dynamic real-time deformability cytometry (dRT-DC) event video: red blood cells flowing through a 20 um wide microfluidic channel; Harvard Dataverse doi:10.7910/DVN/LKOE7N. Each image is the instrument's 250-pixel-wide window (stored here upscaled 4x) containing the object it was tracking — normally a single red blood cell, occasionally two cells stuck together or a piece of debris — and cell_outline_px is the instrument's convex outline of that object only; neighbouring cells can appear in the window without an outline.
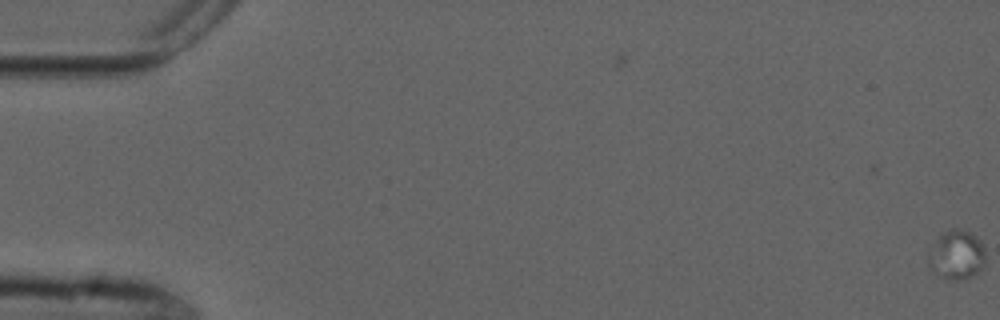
{"species": "common noctule bat (a hibernating species)", "species_latin": "Nyctalus noctula", "temperature_condition": "cold", "stored_images_in_passage": 7, "camera_frame_rate_fps": 3000, "um_per_image_px": 0.085, "animal": {"sex": "male", "forearm_length_mm": 52.5}, "frame": {"image": 1, "passage_image": 1, "time_ms": 0.0, "image_size_px": [1000, 320], "cell_outline_px": [[984, 268], [972, 276], [956, 280], [944, 280], [932, 272], [928, 264], [936, 240], [944, 232], [952, 228], [956, 228], [968, 232], [976, 236], [980, 240], [984, 248]], "centroid_in_image_um": [81.34, 21.7], "position_along_channel_um": 3.7, "area_um2": 16.18}}
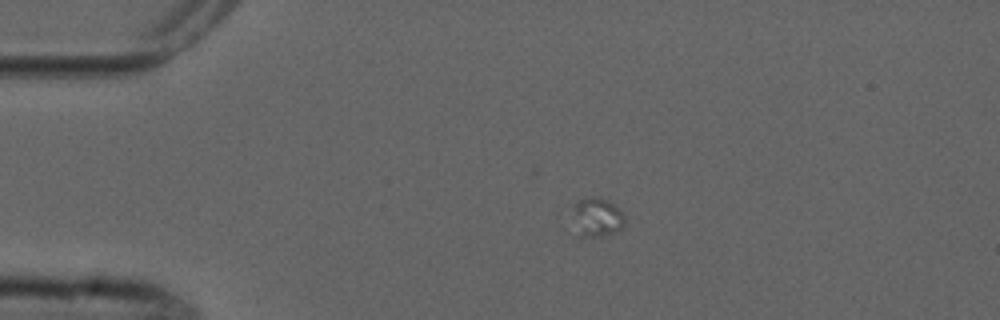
{"frame": {"image": 2, "passage_image": 5, "time_ms": 4.333, "image_size_px": [1000, 320], "cell_outline_px": [[624, 224], [616, 232], [600, 236], [576, 236], [572, 204], [588, 196], [600, 196], [616, 204], [624, 216]], "centroid_in_image_um": [50.71, 18.43], "position_along_channel_um": 34.3, "area_um2": 12.14}}